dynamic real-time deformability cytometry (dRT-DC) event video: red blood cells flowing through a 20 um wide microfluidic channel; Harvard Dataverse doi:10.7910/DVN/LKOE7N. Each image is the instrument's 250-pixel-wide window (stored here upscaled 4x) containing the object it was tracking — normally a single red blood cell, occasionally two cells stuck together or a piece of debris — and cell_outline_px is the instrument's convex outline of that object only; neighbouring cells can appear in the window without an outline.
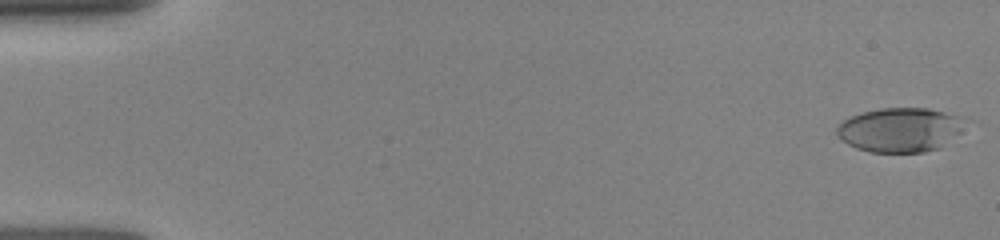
{"species": "human", "species_latin": "Homo sapiens", "temperature_condition": "room temperature", "stored_images_in_passage": 18, "camera_frame_rate_fps": 3000, "um_per_image_px": 0.085, "donor": {"sex": "female"}, "frame": {"image": 1, "passage_image": 1, "time_ms": 0.0, "image_size_px": [1000, 240], "cell_outline_px": [[972, 120], [960, 132], [940, 148], [924, 152], [868, 152], [856, 148], [848, 144], [836, 132], [836, 128], [844, 120], [852, 116], [864, 112], [880, 108], [928, 108], [944, 112]], "centroid_in_image_um": [76.57, 11.03], "position_along_channel_um": 8.4, "area_um2": 33.18}}
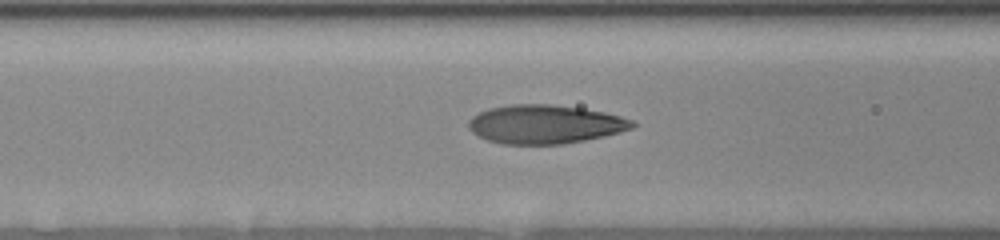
{"frame": {"image": 2, "passage_image": 12, "time_ms": 6.333, "image_size_px": [1000, 240], "cell_outline_px": [[636, 124], [632, 128], [620, 132], [604, 136], [564, 144], [500, 144], [488, 140], [472, 132], [468, 128], [468, 120], [472, 116], [488, 108], [512, 104], [548, 104], [580, 108], [604, 112], [620, 116], [632, 120]], "centroid_in_image_um": [46.3, 10.56], "position_along_channel_um": 120.3, "area_um2": 36.93}}
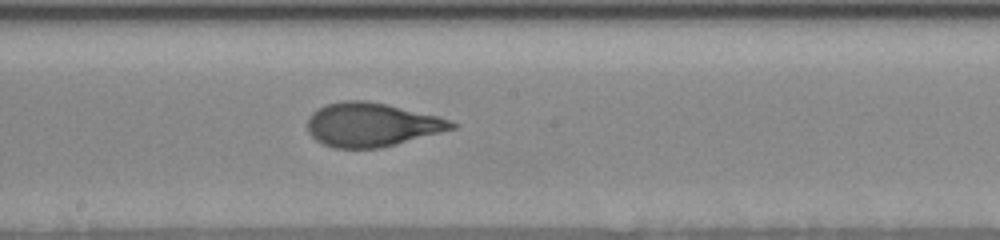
{"frame": {"image": 3, "passage_image": 18, "time_ms": 8.667, "image_size_px": [1000, 240], "cell_outline_px": [[460, 124], [456, 128], [396, 144], [380, 148], [332, 148], [316, 140], [308, 132], [308, 116], [312, 112], [328, 104], [344, 100], [364, 100], [388, 104], [436, 116]], "centroid_in_image_um": [31.58, 10.6], "position_along_channel_um": 216.6, "area_um2": 36.65}}